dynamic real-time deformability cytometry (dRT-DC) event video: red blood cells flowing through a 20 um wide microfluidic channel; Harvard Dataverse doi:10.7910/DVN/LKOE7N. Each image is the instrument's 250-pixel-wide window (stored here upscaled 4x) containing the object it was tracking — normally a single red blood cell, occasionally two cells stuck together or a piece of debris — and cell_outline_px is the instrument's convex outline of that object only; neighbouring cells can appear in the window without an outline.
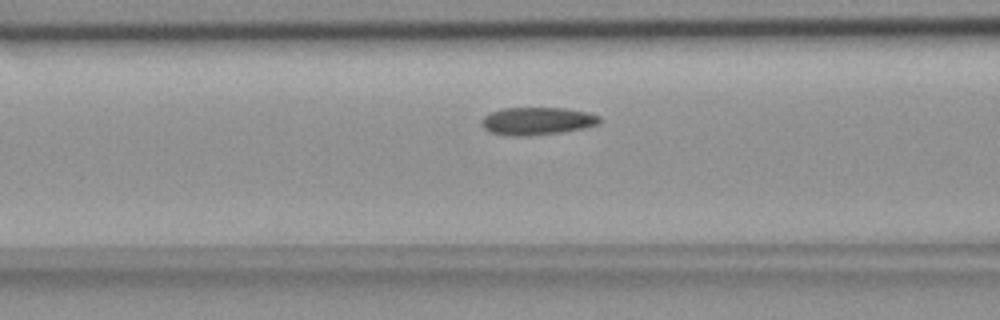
{"species": "common noctule bat (a hibernating species)", "species_latin": "Nyctalus noctula", "temperature_condition": "room temperature", "stored_images_in_passage": 47, "camera_frame_rate_fps": 3000, "um_per_image_px": 0.085, "animal": {"sex": "female", "body_mass_g": 18.4}, "frame": {"image": 1, "passage_image": 16, "time_ms": 5.0, "image_size_px": [1000, 320], "cell_outline_px": [[600, 124], [584, 128], [560, 132], [528, 136], [508, 136], [488, 132], [480, 124], [480, 120], [484, 116], [492, 112], [504, 108], [564, 108], [588, 112], [600, 116]], "centroid_in_image_um": [45.63, 10.29], "position_along_channel_um": 121.0, "area_um2": 19.19}}
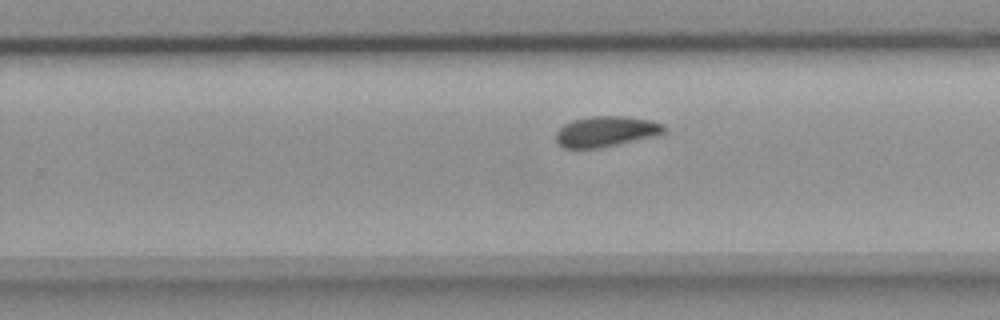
{"frame": {"image": 2, "passage_image": 29, "time_ms": 9.333, "image_size_px": [1000, 320], "cell_outline_px": [[668, 128], [664, 132], [656, 136], [600, 148], [564, 148], [556, 140], [556, 132], [564, 124], [572, 120], [592, 116], [624, 116], [652, 120], [664, 124]], "centroid_in_image_um": [51.55, 11.17], "position_along_channel_um": 278.3, "area_um2": 19.36}}
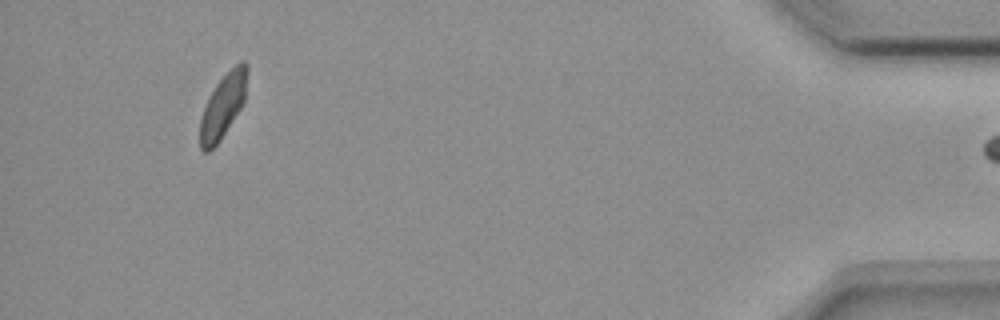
{"frame": {"image": 3, "passage_image": 46, "time_ms": 15.0, "image_size_px": [1000, 320], "cell_outline_px": [[248, 72], [244, 100], [240, 108], [220, 140], [208, 152], [204, 152], [200, 148], [200, 120], [208, 96], [216, 84], [240, 60], [244, 60], [248, 64]], "centroid_in_image_um": [18.95, 8.97], "position_along_channel_um": 416.2, "area_um2": 17.34}}